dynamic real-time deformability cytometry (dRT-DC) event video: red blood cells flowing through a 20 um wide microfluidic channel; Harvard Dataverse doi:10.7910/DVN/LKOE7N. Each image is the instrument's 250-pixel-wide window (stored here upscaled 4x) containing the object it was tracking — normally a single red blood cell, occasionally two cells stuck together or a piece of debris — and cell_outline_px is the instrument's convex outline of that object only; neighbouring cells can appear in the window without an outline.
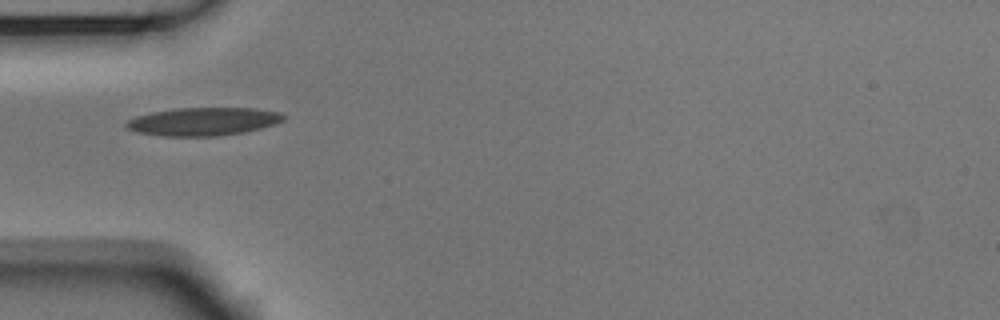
{"species": "Egyptian fruit bat (a non-hibernating species)", "species_latin": "Rousettus aegyptiacus", "temperature_condition": "room temperature", "stored_images_in_passage": 38, "camera_frame_rate_fps": 3000, "um_per_image_px": 0.085, "animal": {"sex": "male"}, "frame": {"image": 1, "passage_image": 1, "time_ms": 0.0, "image_size_px": [1000, 320], "cell_outline_px": [[288, 116], [284, 120], [260, 128], [244, 132], [216, 136], [164, 136], [136, 132], [128, 128], [124, 124], [124, 120], [136, 116], [152, 112], [176, 108], [256, 108], [280, 112]], "centroid_in_image_um": [17.26, 10.32], "position_along_channel_um": 67.7, "area_um2": 25.84}}
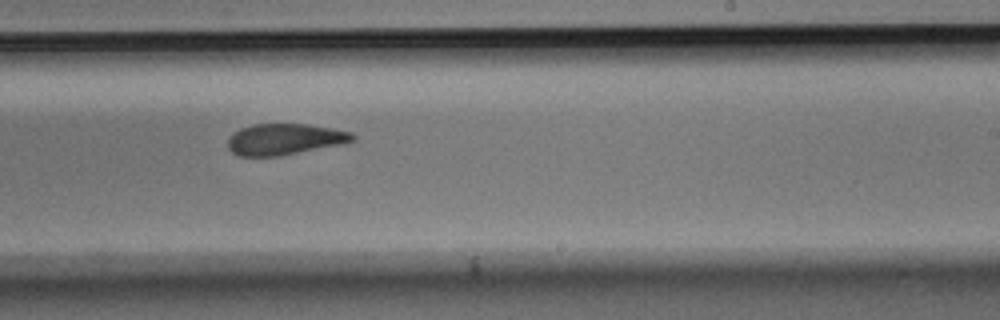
{"frame": {"image": 2, "passage_image": 17, "time_ms": 5.333, "image_size_px": [1000, 320], "cell_outline_px": [[356, 140], [340, 144], [280, 156], [236, 156], [228, 148], [228, 136], [240, 128], [252, 124], [308, 124], [352, 132], [356, 136]], "centroid_in_image_um": [24.16, 11.83], "position_along_channel_um": 264.8, "area_um2": 22.72}}
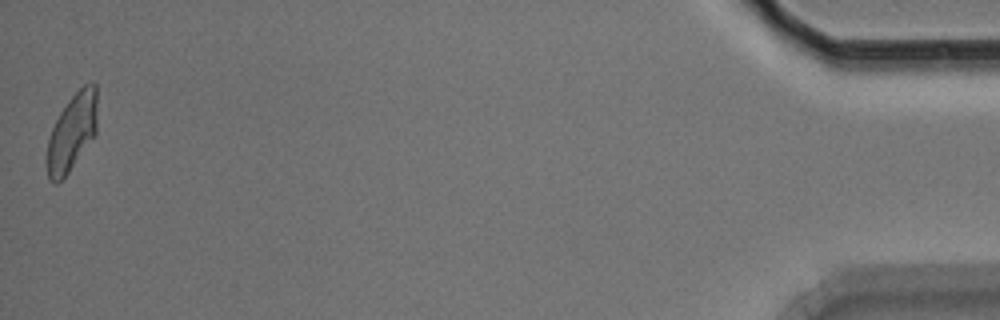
{"frame": {"image": 3, "passage_image": 38, "time_ms": 12.333, "image_size_px": [1000, 320], "cell_outline_px": [[96, 132], [68, 172], [56, 184], [48, 180], [48, 140], [52, 128], [60, 112], [68, 100], [84, 84], [96, 84]], "centroid_in_image_um": [6.11, 11.22], "position_along_channel_um": 429.1, "area_um2": 21.85}, "authors_computed_cell_mechanics": {"area_um2": 23.7269, "velocity_mm_per_s": 3.683, "shape_relaxation_time_tau1_ms": 8.0168, "shape_relaxation_time_tau2_ms": 3.5749, "deformation_change_tau1": 0.1976, "deformation_change_tau2": 0.1014}}